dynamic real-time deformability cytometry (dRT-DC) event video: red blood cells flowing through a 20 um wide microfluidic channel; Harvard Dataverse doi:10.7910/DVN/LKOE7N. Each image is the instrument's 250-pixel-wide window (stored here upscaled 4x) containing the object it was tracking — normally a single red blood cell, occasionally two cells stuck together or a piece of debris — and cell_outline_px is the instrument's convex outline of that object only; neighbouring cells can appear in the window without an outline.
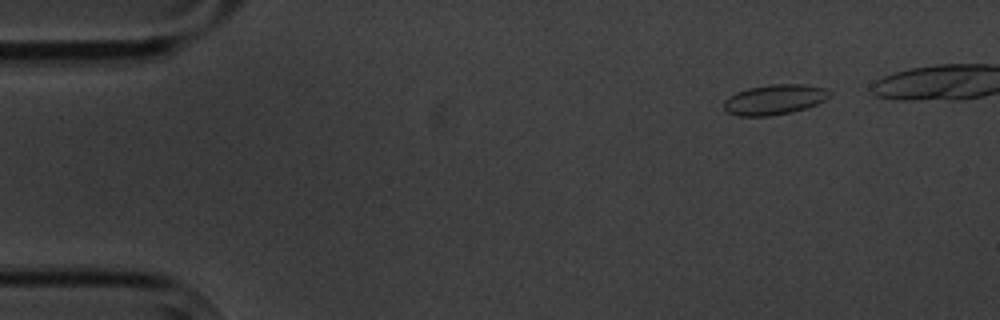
{"species": "common noctule bat (a hibernating species)", "species_latin": "Nyctalus noctula", "temperature_condition": "cold", "stored_images_in_passage": 9, "segment_of_instrument_passage": [1, 2], "camera_frame_rate_fps": 3000, "um_per_image_px": 0.085, "animal": {"sex": "male", "body_mass_g": 20.1, "forearm_length_mm": 53.5}, "frame": {"image": 1, "passage_image": 2, "time_ms": 1.0, "image_size_px": [1000, 320], "cell_outline_px": [[832, 92], [824, 100], [816, 104], [792, 112], [768, 116], [740, 116], [728, 112], [724, 108], [724, 100], [728, 96], [736, 92], [748, 88], [768, 84], [804, 84], [824, 88]], "centroid_in_image_um": [65.8, 8.45], "position_along_channel_um": 19.2, "area_um2": 18.5}}
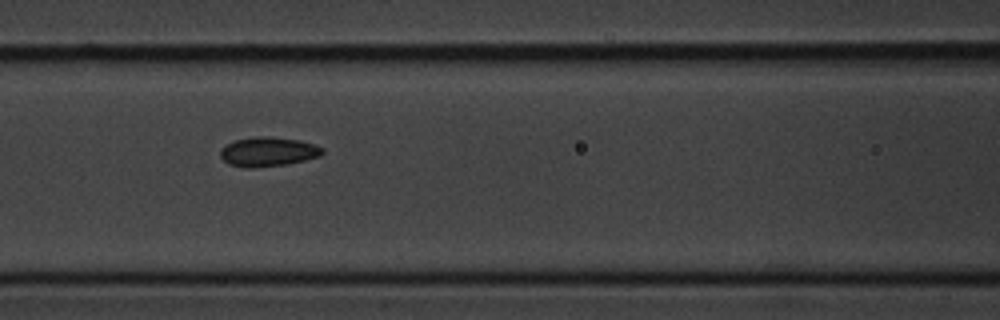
{"frame": {"image": 2, "passage_image": 7, "time_ms": 7.0, "image_size_px": [1000, 320], "cell_outline_px": [[324, 152], [320, 156], [304, 160], [284, 164], [252, 168], [244, 168], [228, 164], [220, 156], [220, 152], [228, 144], [236, 140], [252, 136], [268, 136], [300, 140], [316, 144], [324, 148]], "centroid_in_image_um": [22.81, 12.89], "position_along_channel_um": 143.8, "area_um2": 17.46}}
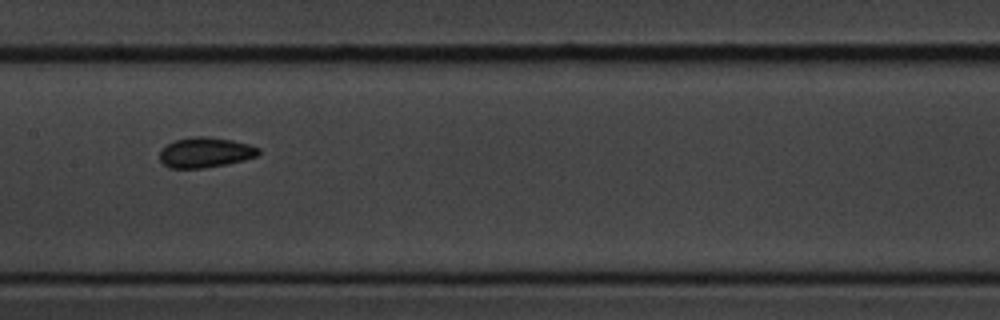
{"frame": {"image": 3, "passage_image": 8, "time_ms": 8.333, "image_size_px": [1000, 320], "cell_outline_px": [[260, 152], [256, 156], [244, 160], [228, 164], [204, 168], [168, 168], [160, 160], [160, 152], [168, 144], [176, 140], [192, 136], [208, 136], [232, 140], [248, 144], [260, 148]], "centroid_in_image_um": [17.47, 12.96], "position_along_channel_um": 189.9, "area_um2": 17.4}}